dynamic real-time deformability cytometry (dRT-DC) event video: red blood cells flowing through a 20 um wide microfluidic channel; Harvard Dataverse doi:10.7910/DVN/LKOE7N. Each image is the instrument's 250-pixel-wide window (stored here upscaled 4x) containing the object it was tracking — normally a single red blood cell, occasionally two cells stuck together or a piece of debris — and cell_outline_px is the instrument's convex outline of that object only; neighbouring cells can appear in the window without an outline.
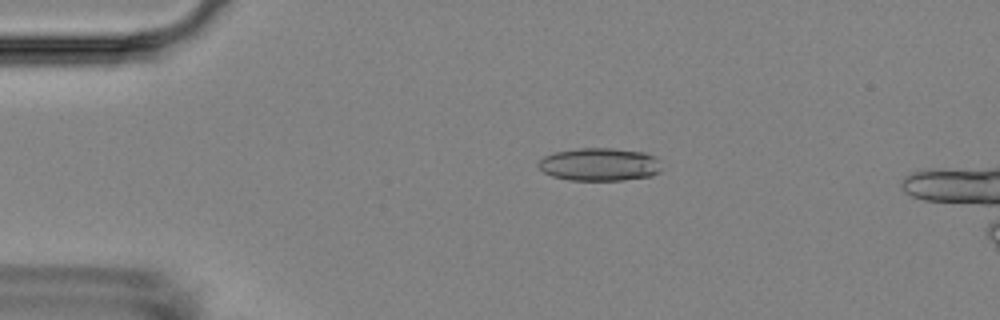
{"species": "Egyptian fruit bat (a non-hibernating species)", "species_latin": "Rousettus aegyptiacus", "temperature_condition": "room temperature", "stored_images_in_passage": 5, "camera_frame_rate_fps": 3000, "um_per_image_px": 0.085, "animal": {"sex": "female"}, "frame": {"image": 1, "passage_image": 4, "time_ms": 3.333, "image_size_px": [1000, 320], "cell_outline_px": [[660, 172], [652, 176], [624, 180], [568, 180], [552, 176], [544, 172], [536, 164], [544, 156], [556, 152], [580, 148], [612, 148], [644, 152], [652, 156], [656, 160], [660, 168]], "centroid_in_image_um": [50.93, 13.98], "position_along_channel_um": 34.1, "area_um2": 23.52}}